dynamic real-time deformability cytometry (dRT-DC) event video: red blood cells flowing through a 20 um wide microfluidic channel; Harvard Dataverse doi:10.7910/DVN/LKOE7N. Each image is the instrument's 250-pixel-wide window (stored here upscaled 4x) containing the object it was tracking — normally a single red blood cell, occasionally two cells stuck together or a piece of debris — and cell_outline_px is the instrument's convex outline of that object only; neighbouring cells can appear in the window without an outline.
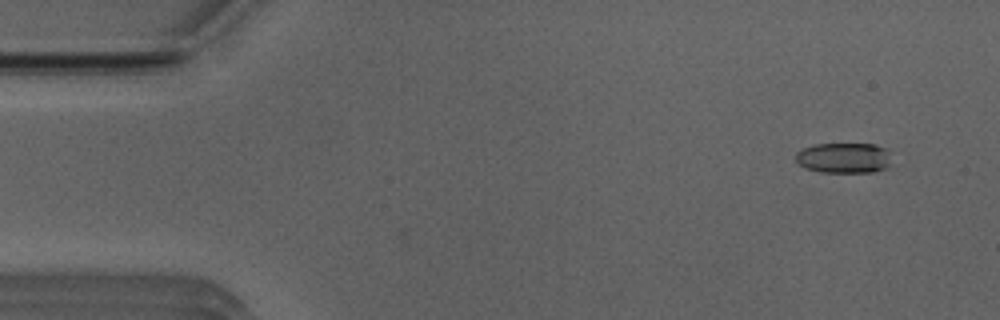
{"species": "Egyptian fruit bat (a non-hibernating species)", "species_latin": "Rousettus aegyptiacus", "temperature_condition": "room temperature", "stored_images_in_passage": 52, "camera_frame_rate_fps": 3000, "um_per_image_px": 0.085, "animal": {"sex": "male"}, "frame": {"image": 1, "passage_image": 4, "time_ms": 1.0, "image_size_px": [1000, 320], "cell_outline_px": [[888, 168], [872, 172], [820, 172], [804, 168], [796, 160], [796, 152], [804, 148], [816, 144], [876, 144], [888, 148]], "centroid_in_image_um": [71.73, 13.42], "position_along_channel_um": 13.3, "area_um2": 16.99}}
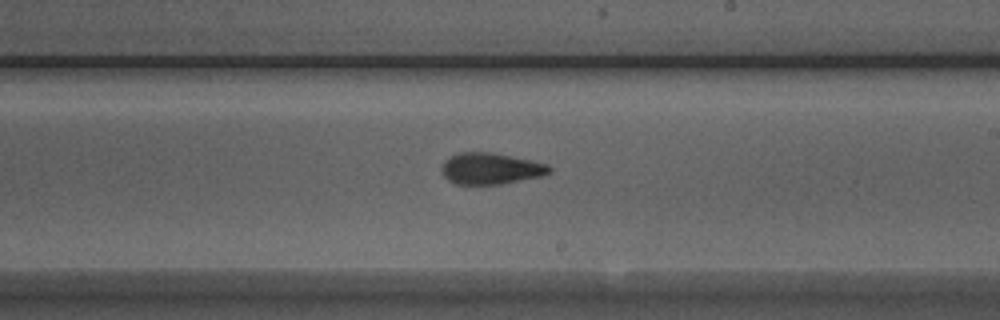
{"frame": {"image": 2, "passage_image": 30, "time_ms": 9.667, "image_size_px": [1000, 320], "cell_outline_px": [[552, 172], [544, 176], [500, 184], [456, 184], [448, 180], [440, 172], [440, 168], [444, 160], [460, 152], [492, 152], [532, 160], [548, 164], [552, 168]], "centroid_in_image_um": [41.72, 14.33], "position_along_channel_um": 247.3, "area_um2": 19.94}}
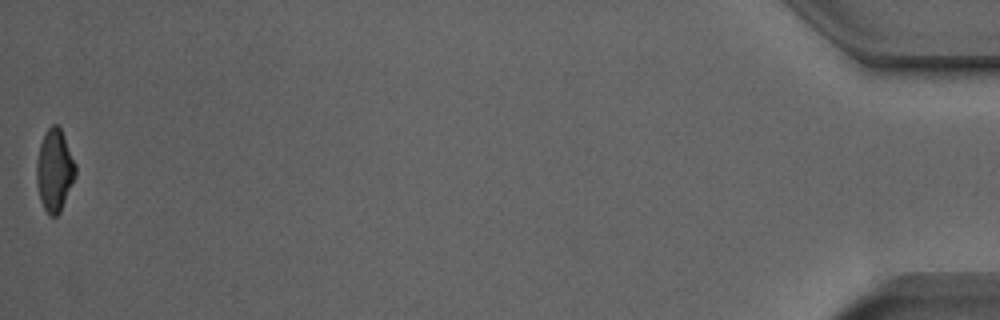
{"frame": {"image": 3, "passage_image": 52, "time_ms": 17.0, "image_size_px": [1000, 320], "cell_outline_px": [[76, 176], [60, 212], [56, 216], [48, 216], [40, 200], [36, 184], [36, 160], [40, 144], [48, 128], [52, 124], [56, 124], [60, 128], [64, 136], [76, 164]], "centroid_in_image_um": [4.63, 14.5], "position_along_channel_um": 430.6, "area_um2": 18.73}, "authors_computed_cell_mechanics": {"area_um2": 19.3341, "velocity_mm_per_s": 3.9475, "shape_relaxation_time_tau1_ms": 8.9208, "shape_relaxation_time_tau2_ms": 1.841, "deformation_change_tau1": 0.227, "deformation_change_tau2": 0.0998}}